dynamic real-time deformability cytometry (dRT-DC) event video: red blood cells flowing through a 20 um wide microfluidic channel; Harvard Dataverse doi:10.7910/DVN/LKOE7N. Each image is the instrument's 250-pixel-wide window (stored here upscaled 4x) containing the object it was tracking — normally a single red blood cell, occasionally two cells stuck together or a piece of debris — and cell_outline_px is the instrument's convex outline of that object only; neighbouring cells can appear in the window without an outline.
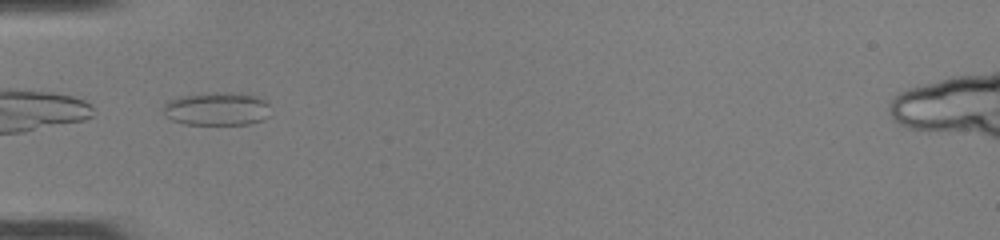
{"species": "common noctule bat (a hibernating species)", "species_latin": "Nyctalus noctula", "temperature_condition": "room temperature", "stored_images_in_passage": 48, "camera_frame_rate_fps": 3000, "um_per_image_px": 0.085, "animal": {"sex": "female", "body_mass_g": 22.0, "forearm_length_mm": 56.7}, "frame": {"image": 1, "passage_image": 17, "time_ms": 5.333, "image_size_px": [1000, 240], "cell_outline_px": [[268, 116], [264, 120], [248, 124], [184, 124], [172, 120], [164, 116], [164, 104], [168, 100], [184, 96], [216, 92], [240, 92], [256, 96], [264, 100], [268, 104]], "centroid_in_image_um": [18.44, 9.25], "position_along_channel_um": 66.6, "area_um2": 20.81}}
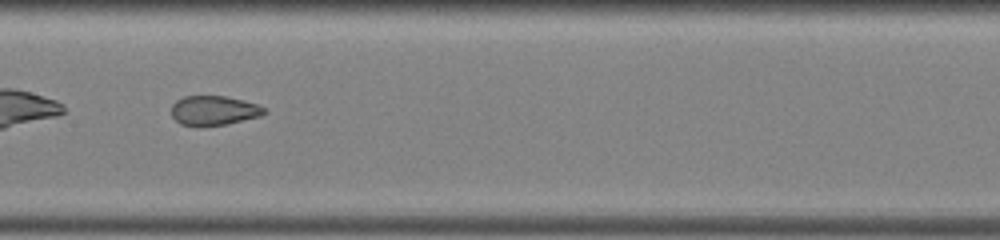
{"frame": {"image": 2, "passage_image": 26, "time_ms": 8.333, "image_size_px": [1000, 240], "cell_outline_px": [[268, 112], [260, 116], [228, 124], [180, 124], [172, 116], [172, 104], [176, 100], [184, 96], [224, 96], [244, 100], [268, 108]], "centroid_in_image_um": [18.23, 9.36], "position_along_channel_um": 189.2, "area_um2": 15.72}}
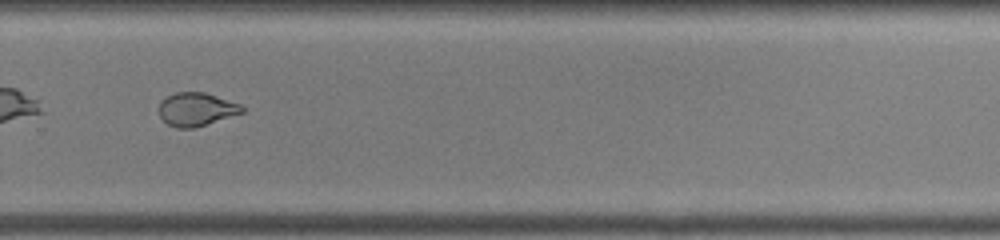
{"frame": {"image": 3, "passage_image": 35, "time_ms": 11.333, "image_size_px": [1000, 240], "cell_outline_px": [[244, 112], [192, 128], [176, 128], [168, 124], [160, 116], [160, 100], [176, 92], [204, 92], [240, 104], [244, 108]], "centroid_in_image_um": [16.67, 9.28], "position_along_channel_um": 313.1, "area_um2": 15.84}, "authors_computed_cell_mechanics": {"area_um2": 20.4901, "velocity_mm_per_s": 4.1396, "shape_relaxation_time_tau1_ms": null, "shape_relaxation_time_tau2_ms": 0.7387, "deformation_change_tau1": null, "deformation_change_tau2": 0.0633}}